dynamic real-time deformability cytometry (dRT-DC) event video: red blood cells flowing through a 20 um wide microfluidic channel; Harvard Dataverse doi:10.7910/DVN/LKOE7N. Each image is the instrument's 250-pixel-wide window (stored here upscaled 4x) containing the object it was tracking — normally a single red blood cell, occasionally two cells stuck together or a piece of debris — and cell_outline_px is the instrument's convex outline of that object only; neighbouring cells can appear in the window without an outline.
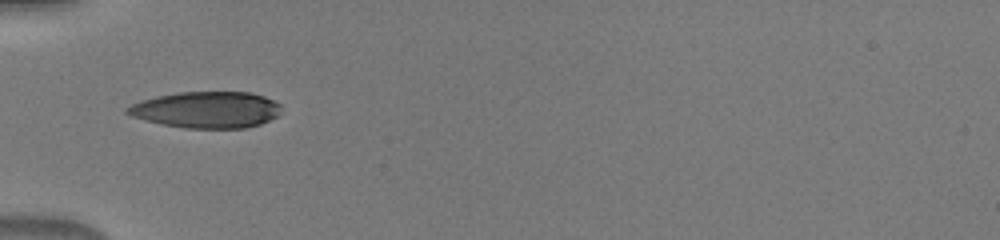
{"species": "human", "species_latin": "Homo sapiens", "temperature_condition": "warm", "stored_images_in_passage": 33, "camera_frame_rate_fps": 3000, "um_per_image_px": 0.085, "donor": {"sex": "male"}, "frame": {"image": 1, "passage_image": 1, "time_ms": 0.0, "image_size_px": [1000, 240], "cell_outline_px": [[280, 112], [276, 116], [260, 124], [244, 128], [184, 128], [160, 124], [144, 120], [132, 116], [124, 112], [124, 108], [140, 100], [156, 96], [180, 92], [252, 92], [264, 96], [280, 104]], "centroid_in_image_um": [17.51, 9.33], "position_along_channel_um": 67.5, "area_um2": 32.77}}
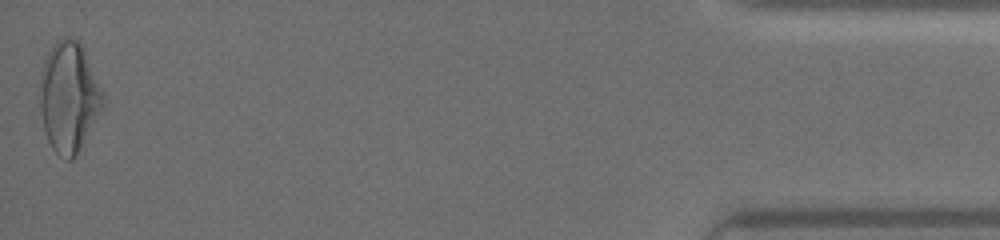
{"frame": {"image": 2, "passage_image": 33, "time_ms": 10.667, "image_size_px": [1000, 240], "cell_outline_px": [[104, 104], [72, 160], [68, 160], [60, 156], [52, 148], [44, 132], [36, 92], [40, 72], [44, 60], [52, 44], [56, 40], [64, 36], [68, 36], [76, 40], [84, 48], [104, 92]], "centroid_in_image_um": [5.8, 8.18], "position_along_channel_um": 429.4, "area_um2": 41.04}}